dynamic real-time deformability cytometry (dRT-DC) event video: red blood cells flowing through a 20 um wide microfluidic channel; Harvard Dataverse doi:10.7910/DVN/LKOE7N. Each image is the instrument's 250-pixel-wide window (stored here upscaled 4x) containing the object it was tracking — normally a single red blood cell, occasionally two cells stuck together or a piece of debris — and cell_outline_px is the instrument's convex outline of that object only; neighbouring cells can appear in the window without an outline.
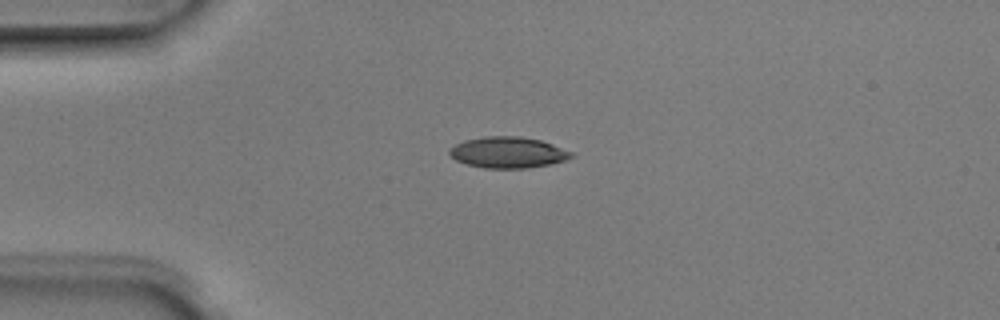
{"species": "Egyptian fruit bat (a non-hibernating species)", "species_latin": "Rousettus aegyptiacus", "temperature_condition": "room temperature", "stored_images_in_passage": 1, "camera_frame_rate_fps": 3000, "um_per_image_px": 0.085, "animal": {"sex": "male"}, "frame": {"image": 1, "passage_image": 1, "time_ms": 0.0, "image_size_px": [1000, 320], "cell_outline_px": [[576, 156], [564, 160], [548, 164], [528, 168], [484, 168], [468, 164], [456, 160], [448, 152], [448, 148], [464, 140], [484, 136], [520, 136], [540, 140], [552, 144], [572, 152]], "centroid_in_image_um": [43.16, 12.95], "position_along_channel_um": 41.8, "area_um2": 22.02}}